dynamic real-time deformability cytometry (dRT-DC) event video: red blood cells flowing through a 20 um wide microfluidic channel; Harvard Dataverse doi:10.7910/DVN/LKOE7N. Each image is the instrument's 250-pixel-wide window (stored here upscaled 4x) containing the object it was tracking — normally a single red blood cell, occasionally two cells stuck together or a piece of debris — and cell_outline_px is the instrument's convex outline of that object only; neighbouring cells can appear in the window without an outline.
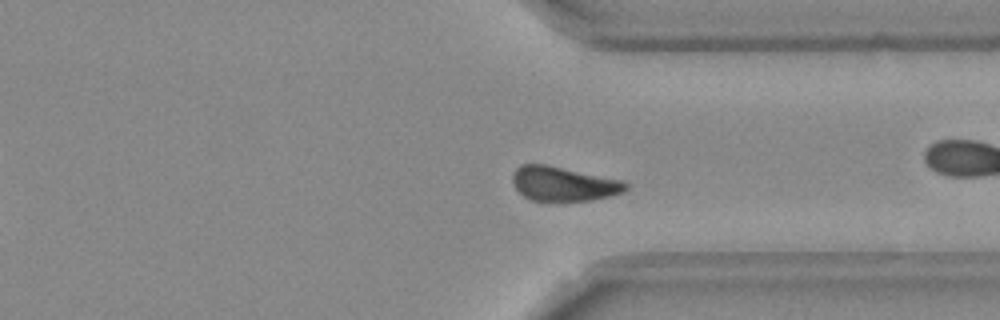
{"species": "Egyptian fruit bat (a non-hibernating species)", "species_latin": "Rousettus aegyptiacus", "temperature_condition": "room temperature", "stored_images_in_passage": 54, "camera_frame_rate_fps": 3000, "um_per_image_px": 0.085, "frame": {"image": 1, "passage_image": 39, "time_ms": 12.667, "image_size_px": [1000, 320], "cell_outline_px": [[628, 188], [624, 192], [592, 200], [532, 200], [524, 196], [516, 188], [512, 180], [512, 176], [516, 168], [520, 164], [544, 164], [624, 180], [628, 184]], "centroid_in_image_um": [47.92, 15.61], "position_along_channel_um": 363.5, "area_um2": 22.48}}
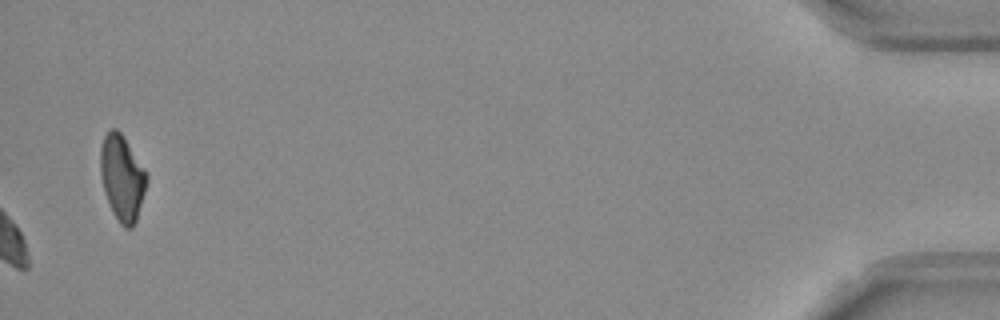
{"frame": {"image": 2, "passage_image": 54, "time_ms": 17.667, "image_size_px": [1000, 320], "cell_outline_px": [[148, 180], [136, 220], [132, 228], [124, 228], [120, 224], [104, 192], [100, 172], [100, 148], [104, 136], [108, 128], [116, 128], [120, 132], [144, 168], [148, 176]], "centroid_in_image_um": [10.37, 15.08], "position_along_channel_um": 424.8, "area_um2": 22.77}, "authors_computed_cell_mechanics": {"area_um2": 23.0333, "velocity_mm_per_s": 3.7042, "shape_relaxation_time_tau1_ms": 2.2923, "shape_relaxation_time_tau2_ms": null, "deformation_change_tau1": 0.0761, "deformation_change_tau2": null}}